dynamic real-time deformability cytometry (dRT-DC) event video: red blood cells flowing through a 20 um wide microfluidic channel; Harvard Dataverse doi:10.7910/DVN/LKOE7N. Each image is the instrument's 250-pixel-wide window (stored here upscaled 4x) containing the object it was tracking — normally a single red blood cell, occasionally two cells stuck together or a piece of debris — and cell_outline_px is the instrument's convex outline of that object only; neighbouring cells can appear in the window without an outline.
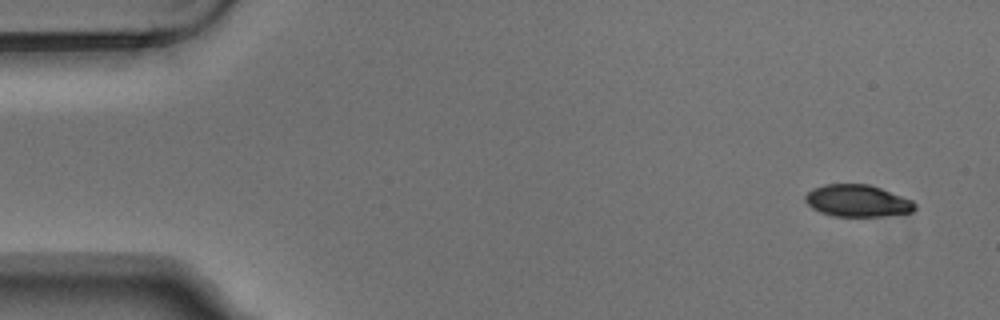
{"species": "Egyptian fruit bat (a non-hibernating species)", "species_latin": "Rousettus aegyptiacus", "temperature_condition": "warm", "stored_images_in_passage": 6, "camera_frame_rate_fps": 3000, "um_per_image_px": 0.085, "animal": {"sex": "male"}, "frame": {"image": 1, "passage_image": 1, "time_ms": 0.0, "image_size_px": [1000, 320], "cell_outline_px": [[916, 208], [912, 212], [884, 216], [832, 216], [820, 212], [812, 208], [804, 200], [804, 196], [812, 188], [824, 184], [868, 184], [880, 188], [912, 200], [916, 204]], "centroid_in_image_um": [72.86, 17.07], "position_along_channel_um": 12.1, "area_um2": 20.46}}
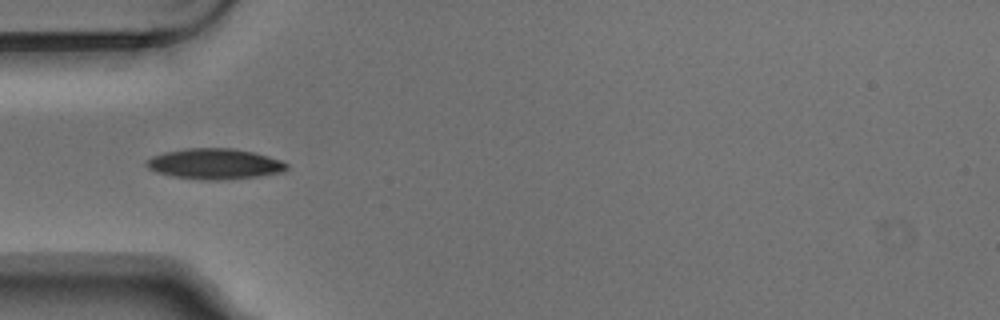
{"frame": {"image": 2, "passage_image": 5, "time_ms": 1.333, "image_size_px": [1000, 320], "cell_outline_px": [[288, 168], [284, 172], [256, 176], [220, 180], [200, 180], [172, 176], [156, 172], [148, 168], [144, 164], [144, 160], [152, 156], [164, 152], [188, 148], [232, 148], [252, 152], [268, 156], [280, 160], [288, 164]], "centroid_in_image_um": [18.2, 13.93], "position_along_channel_um": 66.8, "area_um2": 25.09}}
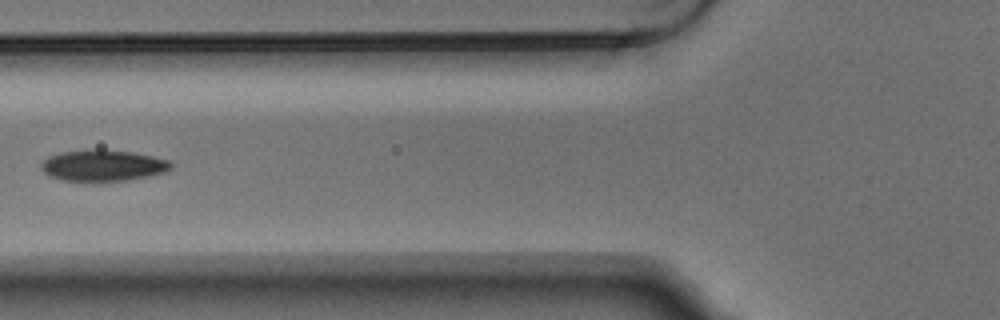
{"frame": {"image": 3, "passage_image": 6, "time_ms": 1.667, "image_size_px": [1000, 320], "cell_outline_px": [[172, 168], [164, 172], [148, 176], [128, 180], [64, 180], [48, 176], [40, 168], [40, 164], [48, 156], [60, 152], [136, 152], [168, 160], [172, 164]], "centroid_in_image_um": [8.75, 14.09], "position_along_channel_um": 117.0, "area_um2": 22.6}}